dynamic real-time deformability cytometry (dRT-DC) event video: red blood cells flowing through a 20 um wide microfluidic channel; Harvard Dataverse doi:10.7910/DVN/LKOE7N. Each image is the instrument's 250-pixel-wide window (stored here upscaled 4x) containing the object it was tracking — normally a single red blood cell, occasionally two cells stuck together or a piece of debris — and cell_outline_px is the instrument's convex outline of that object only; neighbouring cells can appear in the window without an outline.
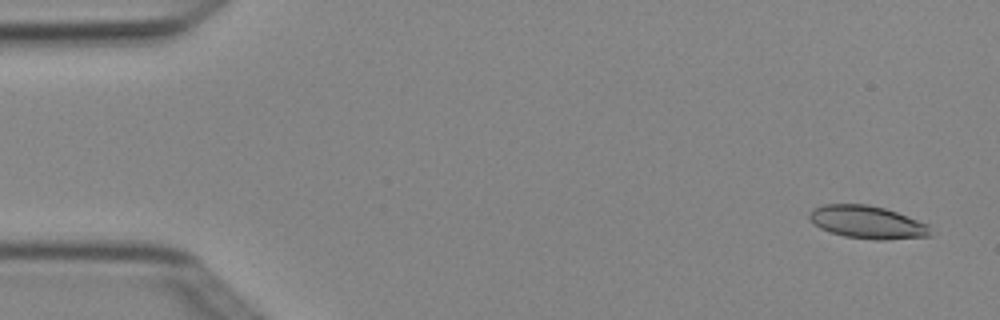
{"species": "Egyptian fruit bat (a non-hibernating species)", "species_latin": "Rousettus aegyptiacus", "temperature_condition": "cold", "stored_images_in_passage": 7, "camera_frame_rate_fps": 3000, "um_per_image_px": 0.085, "animal": {"sex": "female"}, "frame": {"image": 1, "passage_image": 1, "time_ms": 0.0, "image_size_px": [1000, 320], "cell_outline_px": [[932, 236], [880, 240], [876, 240], [844, 236], [820, 228], [808, 216], [808, 212], [812, 208], [824, 204], [868, 204], [884, 208], [896, 212], [928, 224]], "centroid_in_image_um": [73.71, 18.88], "position_along_channel_um": 11.3, "area_um2": 23.0}}
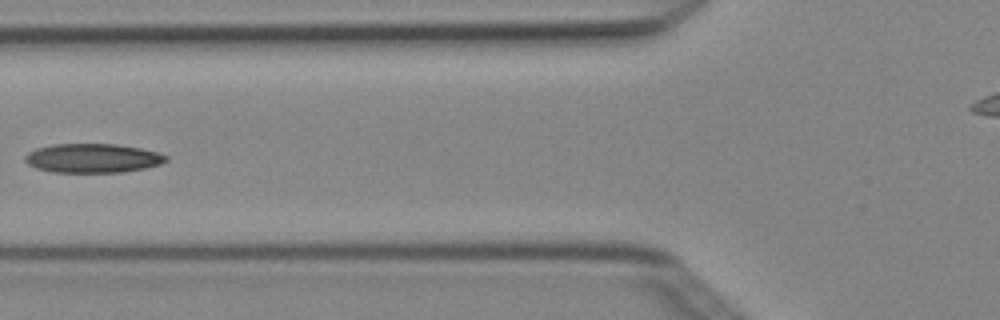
{"frame": {"image": 2, "passage_image": 6, "time_ms": 1.667, "image_size_px": [1000, 320], "cell_outline_px": [[168, 160], [160, 164], [144, 168], [120, 172], [52, 172], [36, 168], [28, 164], [24, 160], [24, 156], [28, 152], [36, 148], [52, 144], [116, 144], [140, 148], [160, 152], [168, 156]], "centroid_in_image_um": [7.87, 13.44], "position_along_channel_um": 117.9, "area_um2": 23.99}}
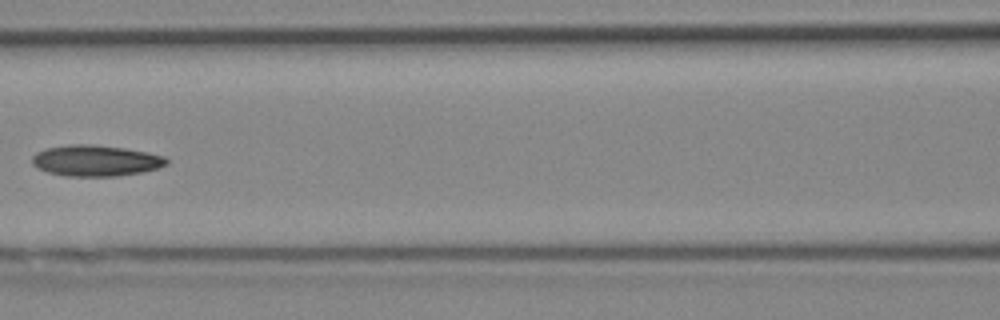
{"frame": {"image": 3, "passage_image": 7, "time_ms": 2.0, "image_size_px": [1000, 320], "cell_outline_px": [[168, 164], [156, 168], [140, 172], [116, 176], [64, 176], [48, 172], [36, 168], [32, 164], [32, 156], [36, 152], [44, 148], [68, 144], [92, 144], [124, 148], [148, 152], [164, 156], [168, 160]], "centroid_in_image_um": [8.09, 13.64], "position_along_channel_um": 158.5, "area_um2": 24.45}}